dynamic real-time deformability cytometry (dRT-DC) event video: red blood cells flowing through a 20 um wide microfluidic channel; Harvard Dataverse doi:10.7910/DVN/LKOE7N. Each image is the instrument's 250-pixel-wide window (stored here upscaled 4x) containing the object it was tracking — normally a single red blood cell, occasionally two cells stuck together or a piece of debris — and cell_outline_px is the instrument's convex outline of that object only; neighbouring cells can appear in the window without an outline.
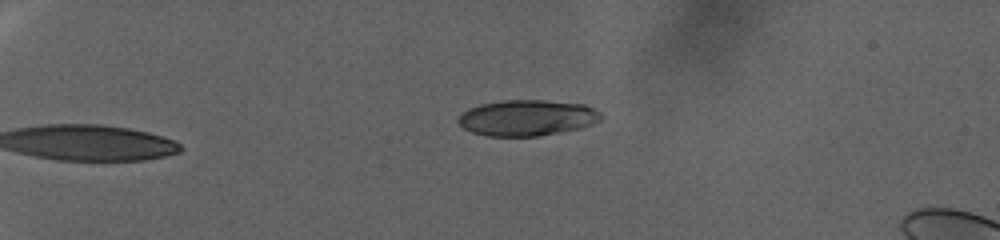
{"species": "human", "species_latin": "Homo sapiens", "temperature_condition": "warm", "stored_images_in_passage": 67, "camera_frame_rate_fps": 3000, "um_per_image_px": 0.085, "donor": {"sex": "female"}, "frame": {"image": 1, "passage_image": 1, "time_ms": 0.0, "image_size_px": [1000, 240], "cell_outline_px": [[600, 120], [580, 128], [540, 136], [488, 136], [472, 132], [464, 128], [456, 120], [468, 108], [480, 104], [504, 100], [544, 100], [584, 104], [600, 112]], "centroid_in_image_um": [44.78, 10.01], "position_along_channel_um": 40.2, "area_um2": 29.71}}
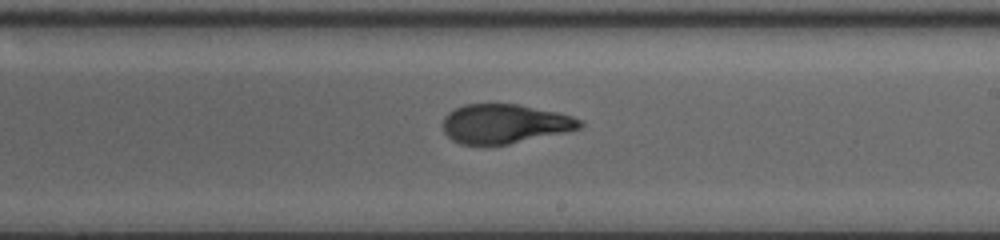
{"frame": {"image": 2, "passage_image": 37, "time_ms": 12.0, "image_size_px": [1000, 240], "cell_outline_px": [[584, 124], [580, 128], [568, 132], [508, 144], [460, 144], [452, 140], [444, 132], [444, 116], [448, 112], [464, 104], [516, 104], [556, 112], [572, 116], [584, 120]], "centroid_in_image_um": [42.93, 10.52], "position_along_channel_um": 246.1, "area_um2": 31.27}}
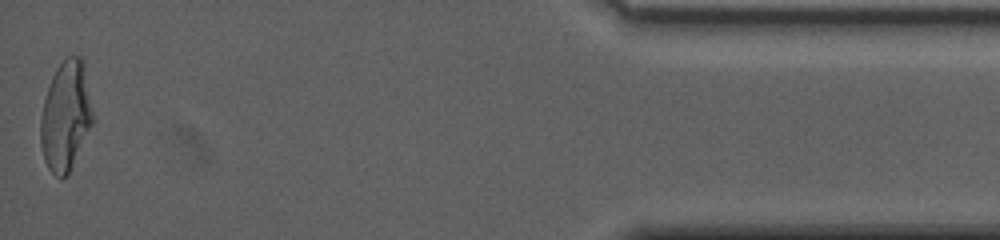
{"frame": {"image": 3, "passage_image": 67, "time_ms": 22.0, "image_size_px": [1000, 240], "cell_outline_px": [[92, 124], [68, 172], [60, 180], [48, 168], [44, 160], [40, 144], [40, 116], [44, 100], [52, 76], [60, 64], [68, 56], [80, 56], [84, 64], [92, 112]], "centroid_in_image_um": [5.55, 9.86], "position_along_channel_um": 429.6, "area_um2": 32.66}, "authors_computed_cell_mechanics": {"area_um2": 32.1946, "velocity_mm_per_s": 2.4466, "shape_relaxation_time_tau1_ms": 9.9543, "shape_relaxation_time_tau2_ms": 1.6405, "deformation_change_tau1": 0.2715, "deformation_change_tau2": 0.0812}}